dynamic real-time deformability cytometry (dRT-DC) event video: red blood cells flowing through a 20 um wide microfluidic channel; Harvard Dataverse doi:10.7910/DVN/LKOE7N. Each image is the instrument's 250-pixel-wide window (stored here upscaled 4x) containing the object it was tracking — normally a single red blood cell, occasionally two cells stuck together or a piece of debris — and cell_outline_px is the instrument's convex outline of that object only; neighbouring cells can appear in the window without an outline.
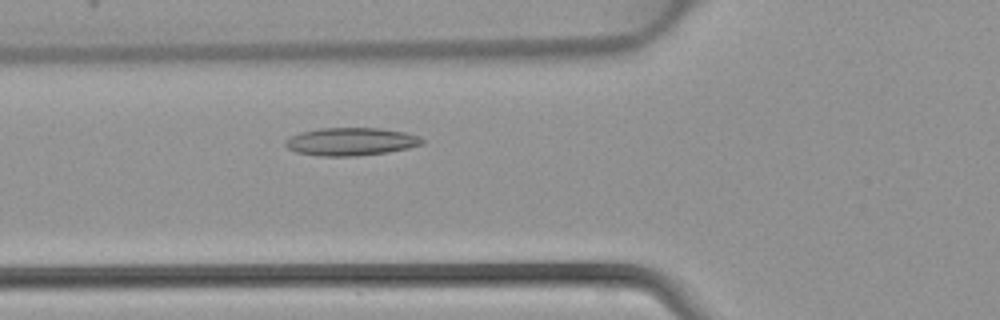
{"species": "common noctule bat (a hibernating species)", "species_latin": "Nyctalus noctula", "temperature_condition": "warm", "stored_images_in_passage": 41, "camera_frame_rate_fps": 3000, "um_per_image_px": 0.085, "animal": {"sex": "female", "body_mass_g": 22.7, "forearm_length_mm": 54.2}, "frame": {"image": 1, "passage_image": 13, "time_ms": 4.0, "image_size_px": [1000, 320], "cell_outline_px": [[424, 144], [408, 148], [388, 152], [356, 156], [320, 156], [296, 152], [288, 148], [284, 144], [284, 140], [300, 132], [320, 128], [380, 128], [404, 132], [420, 136], [424, 140]], "centroid_in_image_um": [29.84, 12.03], "position_along_channel_um": 96.0, "area_um2": 22.31}}
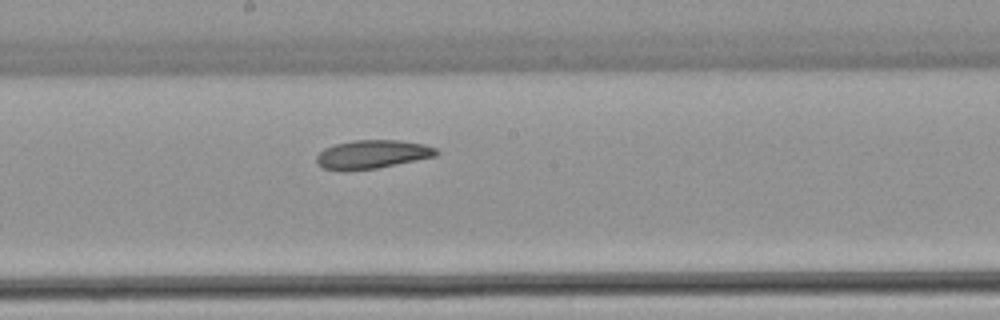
{"frame": {"image": 2, "passage_image": 21, "time_ms": 6.667, "image_size_px": [1000, 320], "cell_outline_px": [[440, 152], [436, 156], [376, 168], [324, 168], [316, 164], [316, 156], [324, 148], [336, 144], [352, 140], [400, 140], [424, 144], [436, 148]], "centroid_in_image_um": [31.69, 13.07], "position_along_channel_um": 216.5, "area_um2": 19.36}}
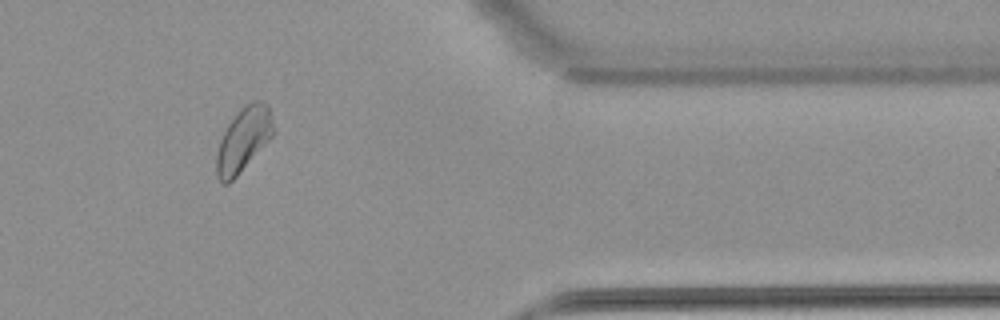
{"frame": {"image": 3, "passage_image": 34, "time_ms": 11.0, "image_size_px": [1000, 320], "cell_outline_px": [[276, 132], [236, 176], [228, 184], [224, 184], [216, 176], [216, 156], [220, 140], [228, 124], [236, 112], [244, 104], [252, 100], [260, 100], [268, 104], [272, 116]], "centroid_in_image_um": [20.71, 11.81], "position_along_channel_um": 390.7, "area_um2": 21.33}}